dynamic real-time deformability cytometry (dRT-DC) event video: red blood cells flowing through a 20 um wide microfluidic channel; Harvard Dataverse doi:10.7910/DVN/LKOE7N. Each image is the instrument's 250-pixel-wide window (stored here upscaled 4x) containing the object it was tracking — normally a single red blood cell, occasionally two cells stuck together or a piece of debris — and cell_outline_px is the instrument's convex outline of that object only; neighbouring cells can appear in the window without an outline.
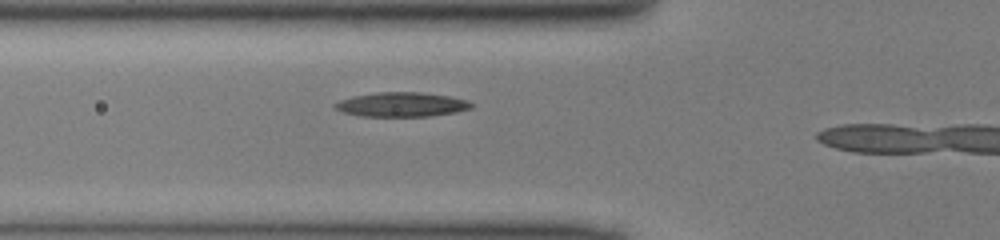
{"species": "common noctule bat (a hibernating species)", "species_latin": "Nyctalus noctula", "temperature_condition": "cold", "stored_images_in_passage": 10, "camera_frame_rate_fps": 3000, "um_per_image_px": 0.085, "animal": {"sex": "male", "body_mass_g": 13.0, "forearm_length_mm": 53.1}, "frame": {"image": 1, "passage_image": 6, "time_ms": 1.667, "image_size_px": [1000, 240], "cell_outline_px": [[472, 108], [456, 112], [428, 116], [360, 116], [344, 112], [336, 108], [332, 104], [340, 100], [352, 96], [380, 92], [420, 92], [448, 96], [468, 100], [472, 104]], "centroid_in_image_um": [34.13, 8.88], "position_along_channel_um": 91.7, "area_um2": 19.25}}
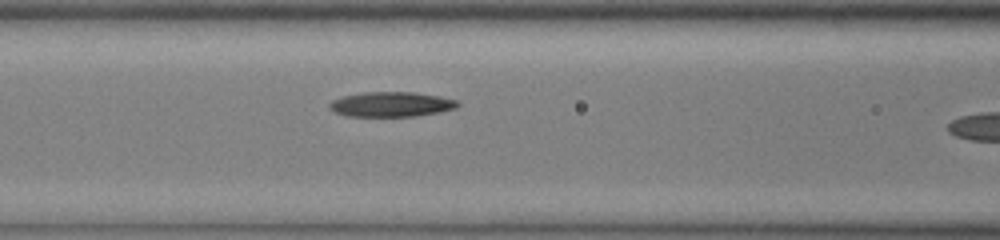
{"frame": {"image": 2, "passage_image": 9, "time_ms": 2.667, "image_size_px": [1000, 240], "cell_outline_px": [[460, 104], [456, 108], [440, 112], [416, 116], [348, 116], [336, 112], [328, 108], [328, 104], [332, 100], [344, 96], [364, 92], [412, 92], [440, 96], [456, 100]], "centroid_in_image_um": [33.26, 8.86], "position_along_channel_um": 133.3, "area_um2": 18.55}}